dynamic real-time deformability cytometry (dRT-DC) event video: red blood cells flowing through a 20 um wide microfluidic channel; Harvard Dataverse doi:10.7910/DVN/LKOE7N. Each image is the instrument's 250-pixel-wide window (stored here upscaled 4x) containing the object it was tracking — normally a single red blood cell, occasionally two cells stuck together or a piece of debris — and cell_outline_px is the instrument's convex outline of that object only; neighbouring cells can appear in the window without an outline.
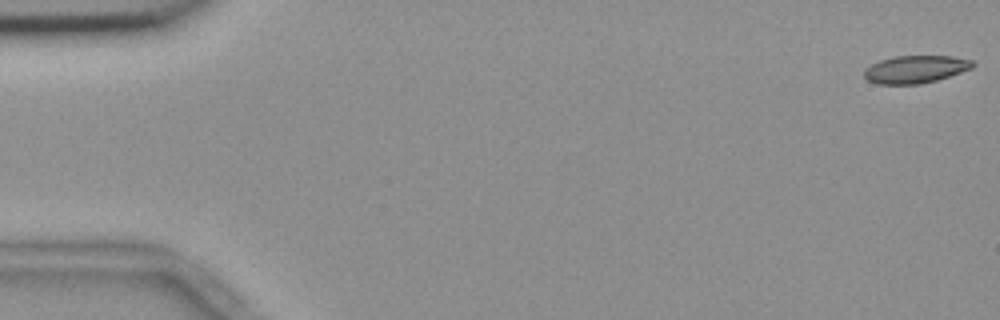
{"species": "common noctule bat (a hibernating species)", "species_latin": "Nyctalus noctula", "temperature_condition": "room temperature", "stored_images_in_passage": 55, "camera_frame_rate_fps": 3000, "um_per_image_px": 0.085, "animal": {"sex": "female", "body_mass_g": 18.4}, "frame": {"image": 1, "passage_image": 1, "time_ms": 0.0, "image_size_px": [1000, 320], "cell_outline_px": [[976, 64], [972, 68], [936, 80], [920, 84], [876, 84], [868, 80], [864, 76], [864, 68], [880, 60], [892, 56], [952, 56], [972, 60]], "centroid_in_image_um": [77.79, 5.88], "position_along_channel_um": 7.2, "area_um2": 17.46}}
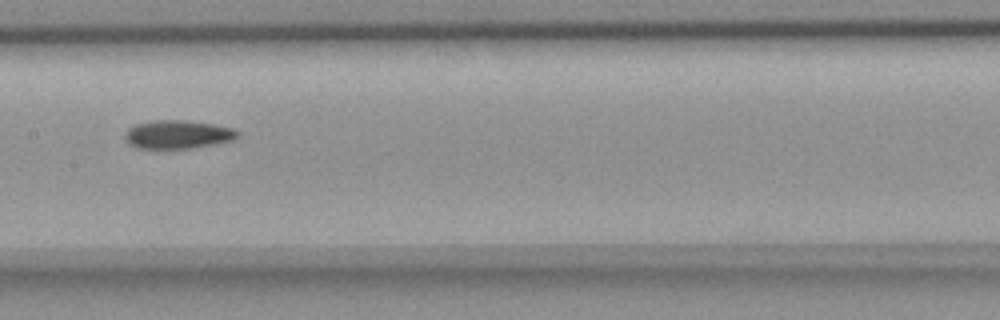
{"frame": {"image": 2, "passage_image": 28, "time_ms": 9.0, "image_size_px": [1000, 320], "cell_outline_px": [[240, 136], [232, 140], [216, 144], [192, 148], [136, 148], [128, 144], [124, 136], [124, 132], [128, 128], [136, 124], [156, 120], [188, 120], [212, 124], [232, 128], [240, 132]], "centroid_in_image_um": [15.1, 11.43], "position_along_channel_um": 192.3, "area_um2": 18.79}}
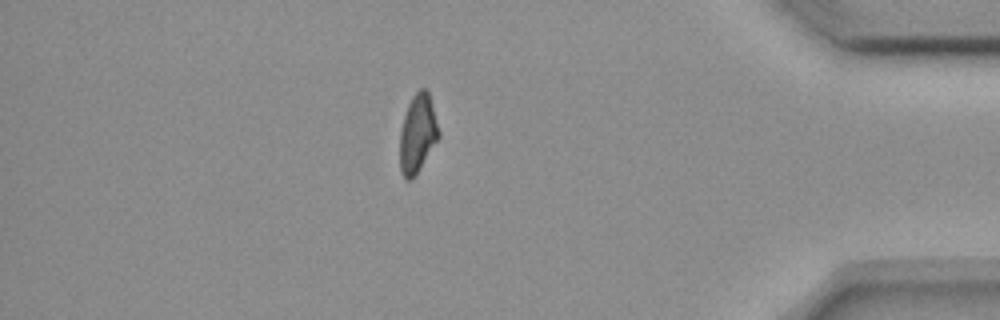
{"frame": {"image": 3, "passage_image": 48, "time_ms": 15.667, "image_size_px": [1000, 320], "cell_outline_px": [[440, 136], [412, 180], [404, 180], [400, 172], [400, 132], [404, 116], [408, 104], [412, 96], [420, 88], [424, 88], [428, 92], [440, 132]], "centroid_in_image_um": [35.48, 11.38], "position_along_channel_um": 399.7, "area_um2": 17.63}, "authors_computed_cell_mechanics": {"area_um2": 18.5538, "velocity_mm_per_s": 3.6719, "shape_relaxation_time_tau1_ms": 6.9685, "shape_relaxation_time_tau2_ms": 6.2063, "deformation_change_tau1": 0.1672, "deformation_change_tau2": 0.13}}